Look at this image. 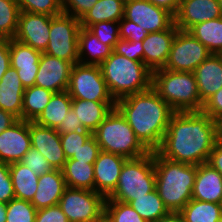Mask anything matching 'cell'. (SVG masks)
Returning a JSON list of instances; mask_svg holds the SVG:
<instances>
[{
	"label": "cell",
	"instance_id": "6da1fadb",
	"mask_svg": "<svg viewBox=\"0 0 222 222\" xmlns=\"http://www.w3.org/2000/svg\"><path fill=\"white\" fill-rule=\"evenodd\" d=\"M217 142V121L207 114L174 112L157 152L168 160L198 166L208 162Z\"/></svg>",
	"mask_w": 222,
	"mask_h": 222
},
{
	"label": "cell",
	"instance_id": "7a4b0ae2",
	"mask_svg": "<svg viewBox=\"0 0 222 222\" xmlns=\"http://www.w3.org/2000/svg\"><path fill=\"white\" fill-rule=\"evenodd\" d=\"M115 107L148 151L160 148L174 111L152 87L116 100Z\"/></svg>",
	"mask_w": 222,
	"mask_h": 222
},
{
	"label": "cell",
	"instance_id": "3957f363",
	"mask_svg": "<svg viewBox=\"0 0 222 222\" xmlns=\"http://www.w3.org/2000/svg\"><path fill=\"white\" fill-rule=\"evenodd\" d=\"M154 169L160 198L171 212H180L192 199L197 165L175 162L154 151Z\"/></svg>",
	"mask_w": 222,
	"mask_h": 222
},
{
	"label": "cell",
	"instance_id": "277c9868",
	"mask_svg": "<svg viewBox=\"0 0 222 222\" xmlns=\"http://www.w3.org/2000/svg\"><path fill=\"white\" fill-rule=\"evenodd\" d=\"M99 66L115 101L152 87V71L143 62L130 60L113 51Z\"/></svg>",
	"mask_w": 222,
	"mask_h": 222
},
{
	"label": "cell",
	"instance_id": "5b68a950",
	"mask_svg": "<svg viewBox=\"0 0 222 222\" xmlns=\"http://www.w3.org/2000/svg\"><path fill=\"white\" fill-rule=\"evenodd\" d=\"M152 88L174 112L202 111L204 104L193 72L155 70L152 72Z\"/></svg>",
	"mask_w": 222,
	"mask_h": 222
},
{
	"label": "cell",
	"instance_id": "8992f818",
	"mask_svg": "<svg viewBox=\"0 0 222 222\" xmlns=\"http://www.w3.org/2000/svg\"><path fill=\"white\" fill-rule=\"evenodd\" d=\"M100 150L133 159L149 151L136 138L134 131L120 111L115 107L93 132Z\"/></svg>",
	"mask_w": 222,
	"mask_h": 222
},
{
	"label": "cell",
	"instance_id": "52a82bcc",
	"mask_svg": "<svg viewBox=\"0 0 222 222\" xmlns=\"http://www.w3.org/2000/svg\"><path fill=\"white\" fill-rule=\"evenodd\" d=\"M155 184L154 152L149 151L141 157L126 159L116 189L106 201L128 204L134 197H141L153 191Z\"/></svg>",
	"mask_w": 222,
	"mask_h": 222
},
{
	"label": "cell",
	"instance_id": "ba28073f",
	"mask_svg": "<svg viewBox=\"0 0 222 222\" xmlns=\"http://www.w3.org/2000/svg\"><path fill=\"white\" fill-rule=\"evenodd\" d=\"M80 29L79 19L65 13L54 16L51 19L49 43L43 53L77 64Z\"/></svg>",
	"mask_w": 222,
	"mask_h": 222
},
{
	"label": "cell",
	"instance_id": "9c48e42d",
	"mask_svg": "<svg viewBox=\"0 0 222 222\" xmlns=\"http://www.w3.org/2000/svg\"><path fill=\"white\" fill-rule=\"evenodd\" d=\"M105 202L95 191L66 187L58 206L69 222H94L105 214Z\"/></svg>",
	"mask_w": 222,
	"mask_h": 222
},
{
	"label": "cell",
	"instance_id": "30bf717a",
	"mask_svg": "<svg viewBox=\"0 0 222 222\" xmlns=\"http://www.w3.org/2000/svg\"><path fill=\"white\" fill-rule=\"evenodd\" d=\"M67 91L72 99L116 102L109 93L99 65L74 64Z\"/></svg>",
	"mask_w": 222,
	"mask_h": 222
},
{
	"label": "cell",
	"instance_id": "8fae6325",
	"mask_svg": "<svg viewBox=\"0 0 222 222\" xmlns=\"http://www.w3.org/2000/svg\"><path fill=\"white\" fill-rule=\"evenodd\" d=\"M211 54L208 48L189 31L178 30L163 69L176 72H193Z\"/></svg>",
	"mask_w": 222,
	"mask_h": 222
},
{
	"label": "cell",
	"instance_id": "7c38bea8",
	"mask_svg": "<svg viewBox=\"0 0 222 222\" xmlns=\"http://www.w3.org/2000/svg\"><path fill=\"white\" fill-rule=\"evenodd\" d=\"M124 18L141 26L148 33L167 30L174 24L171 12L148 0H127L124 3Z\"/></svg>",
	"mask_w": 222,
	"mask_h": 222
},
{
	"label": "cell",
	"instance_id": "4fadbf2b",
	"mask_svg": "<svg viewBox=\"0 0 222 222\" xmlns=\"http://www.w3.org/2000/svg\"><path fill=\"white\" fill-rule=\"evenodd\" d=\"M54 16L20 11L14 39L44 52L49 43L51 19Z\"/></svg>",
	"mask_w": 222,
	"mask_h": 222
},
{
	"label": "cell",
	"instance_id": "5bb4252c",
	"mask_svg": "<svg viewBox=\"0 0 222 222\" xmlns=\"http://www.w3.org/2000/svg\"><path fill=\"white\" fill-rule=\"evenodd\" d=\"M73 63L42 52L35 86L54 93L67 91Z\"/></svg>",
	"mask_w": 222,
	"mask_h": 222
},
{
	"label": "cell",
	"instance_id": "9a60e30c",
	"mask_svg": "<svg viewBox=\"0 0 222 222\" xmlns=\"http://www.w3.org/2000/svg\"><path fill=\"white\" fill-rule=\"evenodd\" d=\"M31 146L48 160L53 169L62 170L67 158L61 146L60 133L50 127L29 121Z\"/></svg>",
	"mask_w": 222,
	"mask_h": 222
},
{
	"label": "cell",
	"instance_id": "2e32d148",
	"mask_svg": "<svg viewBox=\"0 0 222 222\" xmlns=\"http://www.w3.org/2000/svg\"><path fill=\"white\" fill-rule=\"evenodd\" d=\"M219 17V0H180L174 24L179 30L189 31L196 24Z\"/></svg>",
	"mask_w": 222,
	"mask_h": 222
},
{
	"label": "cell",
	"instance_id": "e0dca14e",
	"mask_svg": "<svg viewBox=\"0 0 222 222\" xmlns=\"http://www.w3.org/2000/svg\"><path fill=\"white\" fill-rule=\"evenodd\" d=\"M30 147L29 121L18 119L0 134V162H20Z\"/></svg>",
	"mask_w": 222,
	"mask_h": 222
},
{
	"label": "cell",
	"instance_id": "ac0fdd59",
	"mask_svg": "<svg viewBox=\"0 0 222 222\" xmlns=\"http://www.w3.org/2000/svg\"><path fill=\"white\" fill-rule=\"evenodd\" d=\"M125 161L123 156L100 151L94 162V191L109 198L116 189Z\"/></svg>",
	"mask_w": 222,
	"mask_h": 222
},
{
	"label": "cell",
	"instance_id": "d6986e66",
	"mask_svg": "<svg viewBox=\"0 0 222 222\" xmlns=\"http://www.w3.org/2000/svg\"><path fill=\"white\" fill-rule=\"evenodd\" d=\"M179 29L173 24L169 29L148 33L142 41L143 63L153 72L165 67L171 45Z\"/></svg>",
	"mask_w": 222,
	"mask_h": 222
},
{
	"label": "cell",
	"instance_id": "ffe728a7",
	"mask_svg": "<svg viewBox=\"0 0 222 222\" xmlns=\"http://www.w3.org/2000/svg\"><path fill=\"white\" fill-rule=\"evenodd\" d=\"M42 52L25 45L14 38L10 39L11 67L16 69L24 88L35 85Z\"/></svg>",
	"mask_w": 222,
	"mask_h": 222
},
{
	"label": "cell",
	"instance_id": "44dd1931",
	"mask_svg": "<svg viewBox=\"0 0 222 222\" xmlns=\"http://www.w3.org/2000/svg\"><path fill=\"white\" fill-rule=\"evenodd\" d=\"M204 104L222 88V54H211L193 71Z\"/></svg>",
	"mask_w": 222,
	"mask_h": 222
},
{
	"label": "cell",
	"instance_id": "7402d4cb",
	"mask_svg": "<svg viewBox=\"0 0 222 222\" xmlns=\"http://www.w3.org/2000/svg\"><path fill=\"white\" fill-rule=\"evenodd\" d=\"M192 199L221 204L222 175L207 162L197 166Z\"/></svg>",
	"mask_w": 222,
	"mask_h": 222
},
{
	"label": "cell",
	"instance_id": "603a6c76",
	"mask_svg": "<svg viewBox=\"0 0 222 222\" xmlns=\"http://www.w3.org/2000/svg\"><path fill=\"white\" fill-rule=\"evenodd\" d=\"M66 187L62 170L54 169L40 175L37 191L31 203L37 210L58 205Z\"/></svg>",
	"mask_w": 222,
	"mask_h": 222
},
{
	"label": "cell",
	"instance_id": "cb8c5ba5",
	"mask_svg": "<svg viewBox=\"0 0 222 222\" xmlns=\"http://www.w3.org/2000/svg\"><path fill=\"white\" fill-rule=\"evenodd\" d=\"M24 91L16 69L10 67L0 81V109L22 119Z\"/></svg>",
	"mask_w": 222,
	"mask_h": 222
},
{
	"label": "cell",
	"instance_id": "d4e9b609",
	"mask_svg": "<svg viewBox=\"0 0 222 222\" xmlns=\"http://www.w3.org/2000/svg\"><path fill=\"white\" fill-rule=\"evenodd\" d=\"M116 102H95L72 99L71 109L78 116L84 128L93 133L104 121L107 114L115 108Z\"/></svg>",
	"mask_w": 222,
	"mask_h": 222
},
{
	"label": "cell",
	"instance_id": "484cf974",
	"mask_svg": "<svg viewBox=\"0 0 222 222\" xmlns=\"http://www.w3.org/2000/svg\"><path fill=\"white\" fill-rule=\"evenodd\" d=\"M112 52L113 48L111 46L100 42L88 28L81 27L78 38V63L82 65H100ZM84 56L86 58L90 57L86 59Z\"/></svg>",
	"mask_w": 222,
	"mask_h": 222
},
{
	"label": "cell",
	"instance_id": "4316f807",
	"mask_svg": "<svg viewBox=\"0 0 222 222\" xmlns=\"http://www.w3.org/2000/svg\"><path fill=\"white\" fill-rule=\"evenodd\" d=\"M15 198L32 201L38 187L39 175L21 162L9 164Z\"/></svg>",
	"mask_w": 222,
	"mask_h": 222
},
{
	"label": "cell",
	"instance_id": "83f0119b",
	"mask_svg": "<svg viewBox=\"0 0 222 222\" xmlns=\"http://www.w3.org/2000/svg\"><path fill=\"white\" fill-rule=\"evenodd\" d=\"M127 0H98L80 19L81 27L89 28L102 21L119 22L124 17V3Z\"/></svg>",
	"mask_w": 222,
	"mask_h": 222
},
{
	"label": "cell",
	"instance_id": "f1b7e54d",
	"mask_svg": "<svg viewBox=\"0 0 222 222\" xmlns=\"http://www.w3.org/2000/svg\"><path fill=\"white\" fill-rule=\"evenodd\" d=\"M72 98L68 91L54 93L48 105L34 120L39 125L57 129L71 110Z\"/></svg>",
	"mask_w": 222,
	"mask_h": 222
},
{
	"label": "cell",
	"instance_id": "f546056e",
	"mask_svg": "<svg viewBox=\"0 0 222 222\" xmlns=\"http://www.w3.org/2000/svg\"><path fill=\"white\" fill-rule=\"evenodd\" d=\"M62 173L67 187L94 191V164L67 160Z\"/></svg>",
	"mask_w": 222,
	"mask_h": 222
},
{
	"label": "cell",
	"instance_id": "4dcf8cb0",
	"mask_svg": "<svg viewBox=\"0 0 222 222\" xmlns=\"http://www.w3.org/2000/svg\"><path fill=\"white\" fill-rule=\"evenodd\" d=\"M189 32L212 54H222V17L196 24Z\"/></svg>",
	"mask_w": 222,
	"mask_h": 222
},
{
	"label": "cell",
	"instance_id": "1f68e13d",
	"mask_svg": "<svg viewBox=\"0 0 222 222\" xmlns=\"http://www.w3.org/2000/svg\"><path fill=\"white\" fill-rule=\"evenodd\" d=\"M54 92L42 87L25 88L22 104V120L34 121L50 102Z\"/></svg>",
	"mask_w": 222,
	"mask_h": 222
},
{
	"label": "cell",
	"instance_id": "d6a6232c",
	"mask_svg": "<svg viewBox=\"0 0 222 222\" xmlns=\"http://www.w3.org/2000/svg\"><path fill=\"white\" fill-rule=\"evenodd\" d=\"M128 204L147 222H155L170 212L156 188L144 196L134 197Z\"/></svg>",
	"mask_w": 222,
	"mask_h": 222
},
{
	"label": "cell",
	"instance_id": "836d02e7",
	"mask_svg": "<svg viewBox=\"0 0 222 222\" xmlns=\"http://www.w3.org/2000/svg\"><path fill=\"white\" fill-rule=\"evenodd\" d=\"M185 222H218L222 206L214 202L191 199L180 211Z\"/></svg>",
	"mask_w": 222,
	"mask_h": 222
},
{
	"label": "cell",
	"instance_id": "e575fe53",
	"mask_svg": "<svg viewBox=\"0 0 222 222\" xmlns=\"http://www.w3.org/2000/svg\"><path fill=\"white\" fill-rule=\"evenodd\" d=\"M19 13L20 9L15 0H0V33L5 38H14Z\"/></svg>",
	"mask_w": 222,
	"mask_h": 222
},
{
	"label": "cell",
	"instance_id": "d590c367",
	"mask_svg": "<svg viewBox=\"0 0 222 222\" xmlns=\"http://www.w3.org/2000/svg\"><path fill=\"white\" fill-rule=\"evenodd\" d=\"M105 215L111 222H147L127 203L105 202Z\"/></svg>",
	"mask_w": 222,
	"mask_h": 222
},
{
	"label": "cell",
	"instance_id": "8d00e7d4",
	"mask_svg": "<svg viewBox=\"0 0 222 222\" xmlns=\"http://www.w3.org/2000/svg\"><path fill=\"white\" fill-rule=\"evenodd\" d=\"M36 213L30 201L13 198L7 203L6 222H35Z\"/></svg>",
	"mask_w": 222,
	"mask_h": 222
},
{
	"label": "cell",
	"instance_id": "74e56055",
	"mask_svg": "<svg viewBox=\"0 0 222 222\" xmlns=\"http://www.w3.org/2000/svg\"><path fill=\"white\" fill-rule=\"evenodd\" d=\"M20 11L57 16L63 13L61 0H15Z\"/></svg>",
	"mask_w": 222,
	"mask_h": 222
},
{
	"label": "cell",
	"instance_id": "f35d334b",
	"mask_svg": "<svg viewBox=\"0 0 222 222\" xmlns=\"http://www.w3.org/2000/svg\"><path fill=\"white\" fill-rule=\"evenodd\" d=\"M88 29L95 34V36L99 39L100 42L105 45L111 46L113 49L120 39L119 22H97L91 25Z\"/></svg>",
	"mask_w": 222,
	"mask_h": 222
},
{
	"label": "cell",
	"instance_id": "ab89813d",
	"mask_svg": "<svg viewBox=\"0 0 222 222\" xmlns=\"http://www.w3.org/2000/svg\"><path fill=\"white\" fill-rule=\"evenodd\" d=\"M93 135L90 131H73L60 134L61 146L65 157L71 159L81 146Z\"/></svg>",
	"mask_w": 222,
	"mask_h": 222
},
{
	"label": "cell",
	"instance_id": "60d3db41",
	"mask_svg": "<svg viewBox=\"0 0 222 222\" xmlns=\"http://www.w3.org/2000/svg\"><path fill=\"white\" fill-rule=\"evenodd\" d=\"M20 162L39 176L54 170L40 151L32 146L29 151L25 153Z\"/></svg>",
	"mask_w": 222,
	"mask_h": 222
},
{
	"label": "cell",
	"instance_id": "b9f144b4",
	"mask_svg": "<svg viewBox=\"0 0 222 222\" xmlns=\"http://www.w3.org/2000/svg\"><path fill=\"white\" fill-rule=\"evenodd\" d=\"M113 51L119 55L125 56L130 60L143 62L142 41L133 42L119 39Z\"/></svg>",
	"mask_w": 222,
	"mask_h": 222
},
{
	"label": "cell",
	"instance_id": "7bdbcfd3",
	"mask_svg": "<svg viewBox=\"0 0 222 222\" xmlns=\"http://www.w3.org/2000/svg\"><path fill=\"white\" fill-rule=\"evenodd\" d=\"M119 33L120 39L133 42L143 41L148 35V32L141 29V26L124 17L119 21Z\"/></svg>",
	"mask_w": 222,
	"mask_h": 222
},
{
	"label": "cell",
	"instance_id": "ee69618b",
	"mask_svg": "<svg viewBox=\"0 0 222 222\" xmlns=\"http://www.w3.org/2000/svg\"><path fill=\"white\" fill-rule=\"evenodd\" d=\"M98 0H61L62 11L77 19H81Z\"/></svg>",
	"mask_w": 222,
	"mask_h": 222
},
{
	"label": "cell",
	"instance_id": "f6af8a7d",
	"mask_svg": "<svg viewBox=\"0 0 222 222\" xmlns=\"http://www.w3.org/2000/svg\"><path fill=\"white\" fill-rule=\"evenodd\" d=\"M15 198L9 164L0 162V202L9 203Z\"/></svg>",
	"mask_w": 222,
	"mask_h": 222
},
{
	"label": "cell",
	"instance_id": "bcb514c9",
	"mask_svg": "<svg viewBox=\"0 0 222 222\" xmlns=\"http://www.w3.org/2000/svg\"><path fill=\"white\" fill-rule=\"evenodd\" d=\"M100 151L99 144L97 143L95 137L92 135L81 146V148L76 153H74L73 157L68 160H78L82 162H89V164H94Z\"/></svg>",
	"mask_w": 222,
	"mask_h": 222
},
{
	"label": "cell",
	"instance_id": "7dc6e473",
	"mask_svg": "<svg viewBox=\"0 0 222 222\" xmlns=\"http://www.w3.org/2000/svg\"><path fill=\"white\" fill-rule=\"evenodd\" d=\"M35 222H69L58 205L37 210Z\"/></svg>",
	"mask_w": 222,
	"mask_h": 222
},
{
	"label": "cell",
	"instance_id": "c3c4849f",
	"mask_svg": "<svg viewBox=\"0 0 222 222\" xmlns=\"http://www.w3.org/2000/svg\"><path fill=\"white\" fill-rule=\"evenodd\" d=\"M202 112L215 121L222 117V88L204 103Z\"/></svg>",
	"mask_w": 222,
	"mask_h": 222
},
{
	"label": "cell",
	"instance_id": "681fc988",
	"mask_svg": "<svg viewBox=\"0 0 222 222\" xmlns=\"http://www.w3.org/2000/svg\"><path fill=\"white\" fill-rule=\"evenodd\" d=\"M60 134H67L73 131H88L84 128L78 116L72 111V109L66 114L63 122L56 129Z\"/></svg>",
	"mask_w": 222,
	"mask_h": 222
},
{
	"label": "cell",
	"instance_id": "f907efd6",
	"mask_svg": "<svg viewBox=\"0 0 222 222\" xmlns=\"http://www.w3.org/2000/svg\"><path fill=\"white\" fill-rule=\"evenodd\" d=\"M10 67V38H5L0 41V81Z\"/></svg>",
	"mask_w": 222,
	"mask_h": 222
},
{
	"label": "cell",
	"instance_id": "816d5d0a",
	"mask_svg": "<svg viewBox=\"0 0 222 222\" xmlns=\"http://www.w3.org/2000/svg\"><path fill=\"white\" fill-rule=\"evenodd\" d=\"M207 163L222 175V143L217 142L215 144Z\"/></svg>",
	"mask_w": 222,
	"mask_h": 222
},
{
	"label": "cell",
	"instance_id": "f5cc1de1",
	"mask_svg": "<svg viewBox=\"0 0 222 222\" xmlns=\"http://www.w3.org/2000/svg\"><path fill=\"white\" fill-rule=\"evenodd\" d=\"M148 1L154 4L155 6L168 10L173 15L176 14L180 3V0H148Z\"/></svg>",
	"mask_w": 222,
	"mask_h": 222
},
{
	"label": "cell",
	"instance_id": "db71d44e",
	"mask_svg": "<svg viewBox=\"0 0 222 222\" xmlns=\"http://www.w3.org/2000/svg\"><path fill=\"white\" fill-rule=\"evenodd\" d=\"M18 118L12 113L0 109V134L13 125Z\"/></svg>",
	"mask_w": 222,
	"mask_h": 222
},
{
	"label": "cell",
	"instance_id": "11a10c76",
	"mask_svg": "<svg viewBox=\"0 0 222 222\" xmlns=\"http://www.w3.org/2000/svg\"><path fill=\"white\" fill-rule=\"evenodd\" d=\"M155 222H185L180 212H169L165 216L157 219Z\"/></svg>",
	"mask_w": 222,
	"mask_h": 222
},
{
	"label": "cell",
	"instance_id": "9f6ffc18",
	"mask_svg": "<svg viewBox=\"0 0 222 222\" xmlns=\"http://www.w3.org/2000/svg\"><path fill=\"white\" fill-rule=\"evenodd\" d=\"M7 203L0 202V222H6Z\"/></svg>",
	"mask_w": 222,
	"mask_h": 222
},
{
	"label": "cell",
	"instance_id": "6f0895ef",
	"mask_svg": "<svg viewBox=\"0 0 222 222\" xmlns=\"http://www.w3.org/2000/svg\"><path fill=\"white\" fill-rule=\"evenodd\" d=\"M218 142L222 143V117L217 120Z\"/></svg>",
	"mask_w": 222,
	"mask_h": 222
},
{
	"label": "cell",
	"instance_id": "680465c9",
	"mask_svg": "<svg viewBox=\"0 0 222 222\" xmlns=\"http://www.w3.org/2000/svg\"><path fill=\"white\" fill-rule=\"evenodd\" d=\"M94 222H111L108 217L104 214L100 219L94 221Z\"/></svg>",
	"mask_w": 222,
	"mask_h": 222
},
{
	"label": "cell",
	"instance_id": "91938a15",
	"mask_svg": "<svg viewBox=\"0 0 222 222\" xmlns=\"http://www.w3.org/2000/svg\"><path fill=\"white\" fill-rule=\"evenodd\" d=\"M219 5H220V11H221V14H222V0H219Z\"/></svg>",
	"mask_w": 222,
	"mask_h": 222
},
{
	"label": "cell",
	"instance_id": "94428289",
	"mask_svg": "<svg viewBox=\"0 0 222 222\" xmlns=\"http://www.w3.org/2000/svg\"><path fill=\"white\" fill-rule=\"evenodd\" d=\"M5 37L0 33V41L4 40Z\"/></svg>",
	"mask_w": 222,
	"mask_h": 222
}]
</instances>
